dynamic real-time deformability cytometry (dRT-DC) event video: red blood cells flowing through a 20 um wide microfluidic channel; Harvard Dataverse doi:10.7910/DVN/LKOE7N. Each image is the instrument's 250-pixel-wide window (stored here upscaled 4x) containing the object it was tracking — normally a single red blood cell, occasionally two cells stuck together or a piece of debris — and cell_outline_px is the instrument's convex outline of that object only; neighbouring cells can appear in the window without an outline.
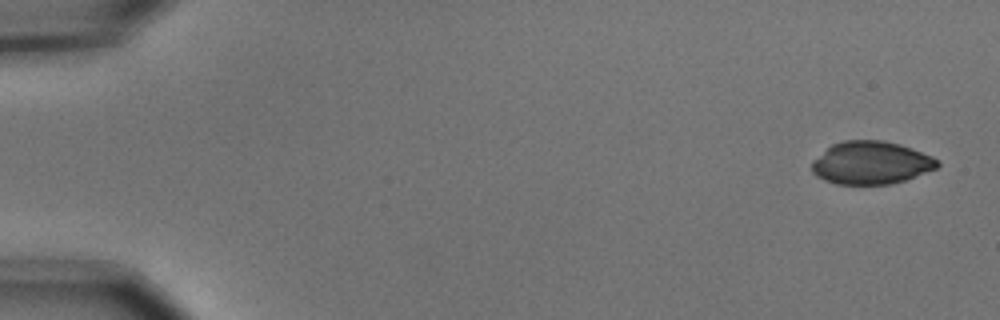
{"species": "common noctule bat (a hibernating species)", "species_latin": "Nyctalus noctula", "temperature_condition": "cold", "stored_images_in_passage": 4, "camera_frame_rate_fps": 3000, "um_per_image_px": 0.085, "animal": {"sex": "male", "body_mass_g": 15.6}, "frame": {"image": 1, "passage_image": 1, "time_ms": 0.0, "image_size_px": [1000, 320], "cell_outline_px": [[940, 164], [936, 168], [904, 180], [888, 184], [836, 184], [824, 180], [816, 176], [812, 172], [812, 160], [832, 144], [844, 140], [880, 140], [900, 144], [912, 148], [932, 156], [940, 160]], "centroid_in_image_um": [74.02, 13.83], "position_along_channel_um": 11.0, "area_um2": 31.33}}